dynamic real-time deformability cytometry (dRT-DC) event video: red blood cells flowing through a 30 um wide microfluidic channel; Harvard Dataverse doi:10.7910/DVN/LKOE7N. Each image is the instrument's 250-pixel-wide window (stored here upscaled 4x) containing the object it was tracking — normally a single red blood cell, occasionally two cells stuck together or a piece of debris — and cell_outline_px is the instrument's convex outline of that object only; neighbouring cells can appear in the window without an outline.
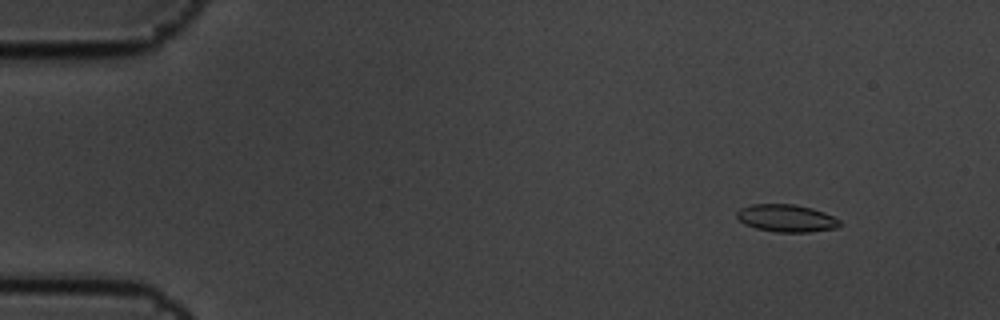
{"species": "common noctule bat (a hibernating species)", "species_latin": "Nyctalus noctula", "temperature_condition": "cold", "stored_images_in_passage": 4, "camera_frame_rate_fps": 3000, "um_per_image_px": 0.085, "animal": {"sex": "male", "body_mass_g": 19.5, "forearm_length_mm": 54.6}, "frame": {"image": 1, "passage_image": 1, "time_ms": 0.0, "image_size_px": [1000, 320], "cell_outline_px": [[840, 224], [836, 228], [808, 232], [776, 232], [756, 228], [744, 224], [736, 216], [736, 212], [740, 208], [752, 204], [792, 204], [812, 208], [824, 212], [840, 220]], "centroid_in_image_um": [66.82, 18.54], "position_along_channel_um": 18.2, "area_um2": 16.42}}
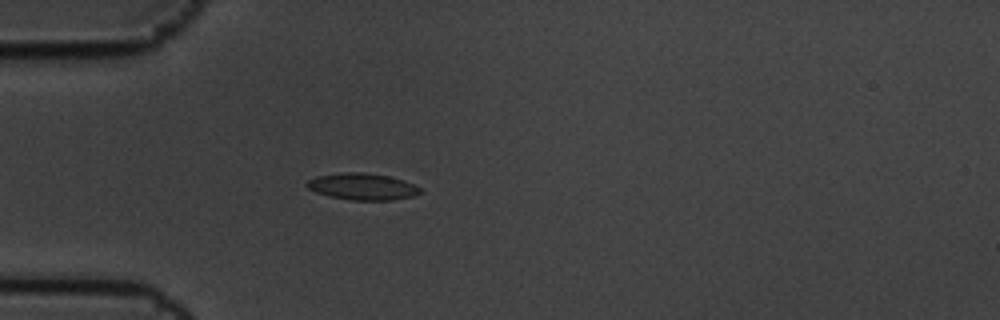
{"frame": {"image": 2, "passage_image": 4, "time_ms": 1.0, "image_size_px": [1000, 320], "cell_outline_px": [[420, 192], [412, 196], [392, 200], [352, 200], [328, 196], [316, 192], [308, 188], [304, 184], [308, 180], [316, 176], [344, 172], [364, 172], [388, 176], [404, 180], [420, 188]], "centroid_in_image_um": [30.76, 15.85], "position_along_channel_um": 54.2, "area_um2": 17.51}}